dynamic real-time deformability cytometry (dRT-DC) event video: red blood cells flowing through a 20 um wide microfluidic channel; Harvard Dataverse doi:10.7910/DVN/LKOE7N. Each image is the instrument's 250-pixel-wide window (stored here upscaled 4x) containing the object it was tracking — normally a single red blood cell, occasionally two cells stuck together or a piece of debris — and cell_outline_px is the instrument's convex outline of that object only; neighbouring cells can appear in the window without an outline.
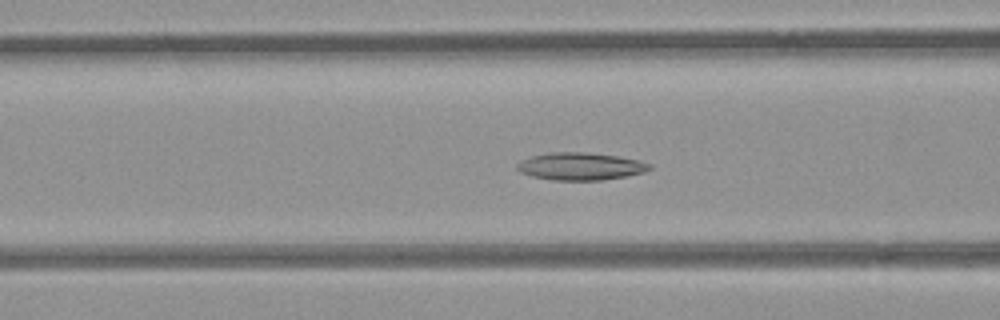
{"species": "common noctule bat (a hibernating species)", "species_latin": "Nyctalus noctula", "temperature_condition": "room temperature", "stored_images_in_passage": 51, "camera_frame_rate_fps": 3000, "um_per_image_px": 0.085, "animal": {"sex": "female", "body_mass_g": 21.9}, "frame": {"image": 1, "passage_image": 19, "time_ms": 6.0, "image_size_px": [1000, 320], "cell_outline_px": [[652, 168], [644, 172], [628, 176], [600, 180], [552, 180], [532, 176], [520, 172], [516, 168], [516, 164], [520, 160], [532, 156], [548, 152], [588, 152], [620, 156], [652, 164]], "centroid_in_image_um": [49.33, 14.13], "position_along_channel_um": 117.3, "area_um2": 21.39}}
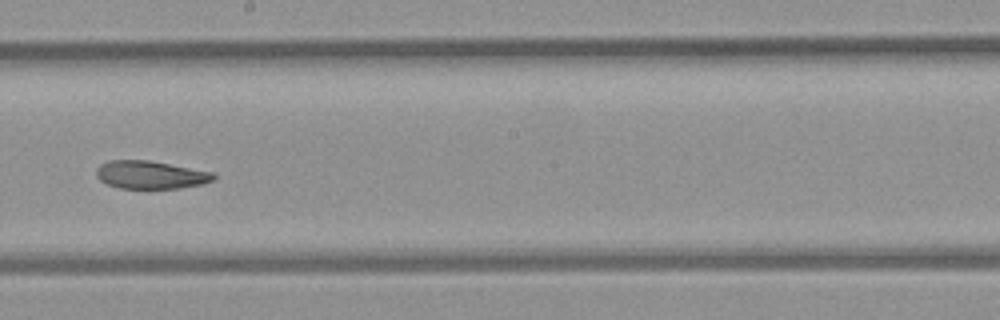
{"frame": {"image": 2, "passage_image": 28, "time_ms": 9.0, "image_size_px": [1000, 320], "cell_outline_px": [[216, 176], [212, 180], [204, 184], [180, 188], [120, 188], [108, 184], [100, 180], [96, 176], [96, 168], [100, 164], [108, 160], [148, 160], [216, 172]], "centroid_in_image_um": [12.82, 14.85], "position_along_channel_um": 235.4, "area_um2": 19.25}}
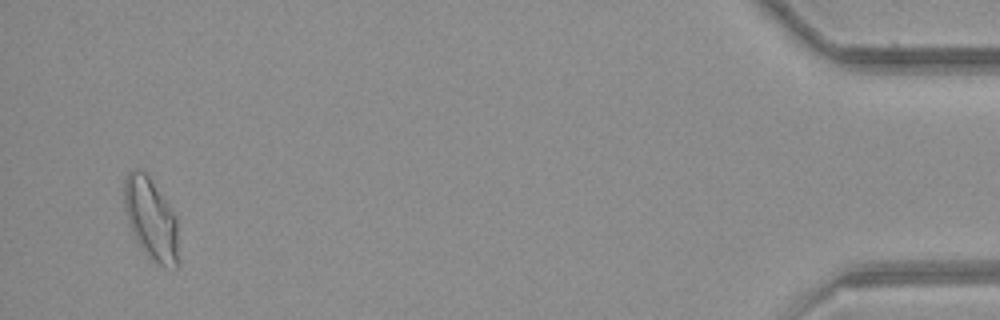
{"frame": {"image": 3, "passage_image": 49, "time_ms": 16.0, "image_size_px": [1000, 320], "cell_outline_px": [[176, 268], [164, 268], [156, 264], [144, 252], [136, 240], [132, 232], [124, 208], [124, 180], [128, 172], [132, 168], [140, 168], [148, 176], [168, 204], [176, 216]], "centroid_in_image_um": [12.79, 18.59], "position_along_channel_um": 422.4, "area_um2": 25.49}, "authors_computed_cell_mechanics": {"area_um2": 21.675, "velocity_mm_per_s": 3.9319, "shape_relaxation_time_tau1_ms": null, "shape_relaxation_time_tau2_ms": 4.8479, "deformation_change_tau1": null, "deformation_change_tau2": 0.1197}}